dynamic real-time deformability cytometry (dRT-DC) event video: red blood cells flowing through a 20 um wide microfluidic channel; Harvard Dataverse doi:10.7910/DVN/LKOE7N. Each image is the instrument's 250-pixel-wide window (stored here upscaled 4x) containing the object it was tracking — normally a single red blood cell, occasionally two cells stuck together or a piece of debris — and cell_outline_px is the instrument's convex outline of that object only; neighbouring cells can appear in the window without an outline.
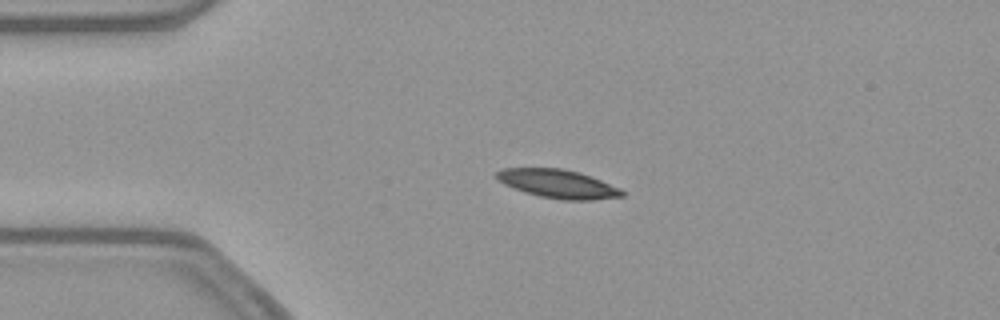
{"species": "common noctule bat (a hibernating species)", "species_latin": "Nyctalus noctula", "temperature_condition": "warm", "stored_images_in_passage": 44, "camera_frame_rate_fps": 3000, "um_per_image_px": 0.085, "animal": {"sex": "female", "body_mass_g": 21.9}, "frame": {"image": 1, "passage_image": 3, "time_ms": 0.667, "image_size_px": [1000, 320], "cell_outline_px": [[624, 196], [592, 200], [560, 200], [540, 196], [524, 192], [504, 184], [496, 180], [496, 172], [504, 168], [560, 168], [580, 172], [620, 188], [624, 192]], "centroid_in_image_um": [47.41, 15.63], "position_along_channel_um": 37.6, "area_um2": 20.87}}
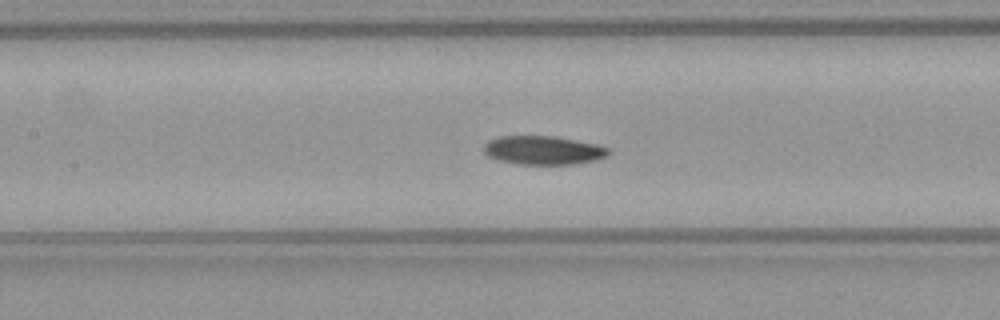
{"frame": {"image": 2, "passage_image": 15, "time_ms": 4.667, "image_size_px": [1000, 320], "cell_outline_px": [[608, 156], [596, 160], [572, 164], [516, 164], [500, 160], [488, 156], [484, 152], [484, 144], [488, 140], [500, 136], [556, 136], [596, 144], [608, 148]], "centroid_in_image_um": [46.16, 12.77], "position_along_channel_um": 161.2, "area_um2": 20.81}}
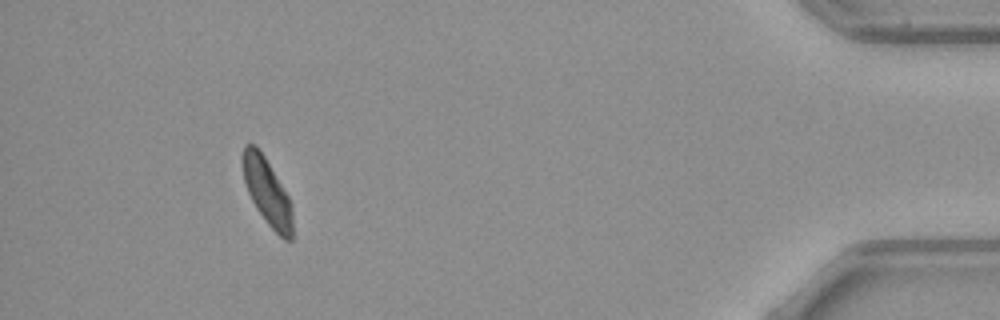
{"frame": {"image": 3, "passage_image": 40, "time_ms": 13.0, "image_size_px": [1000, 320], "cell_outline_px": [[292, 240], [284, 240], [268, 224], [256, 208], [248, 192], [244, 180], [244, 144], [256, 144], [264, 156], [288, 196], [292, 204]], "centroid_in_image_um": [22.73, 16.34], "position_along_channel_um": 412.5, "area_um2": 18.9}, "authors_computed_cell_mechanics": {"area_um2": 20.7213, "velocity_mm_per_s": 3.8388, "shape_relaxation_time_tau1_ms": 4.1514, "shape_relaxation_time_tau2_ms": 9.498, "deformation_change_tau1": 0.1484, "deformation_change_tau2": 0.1738}}